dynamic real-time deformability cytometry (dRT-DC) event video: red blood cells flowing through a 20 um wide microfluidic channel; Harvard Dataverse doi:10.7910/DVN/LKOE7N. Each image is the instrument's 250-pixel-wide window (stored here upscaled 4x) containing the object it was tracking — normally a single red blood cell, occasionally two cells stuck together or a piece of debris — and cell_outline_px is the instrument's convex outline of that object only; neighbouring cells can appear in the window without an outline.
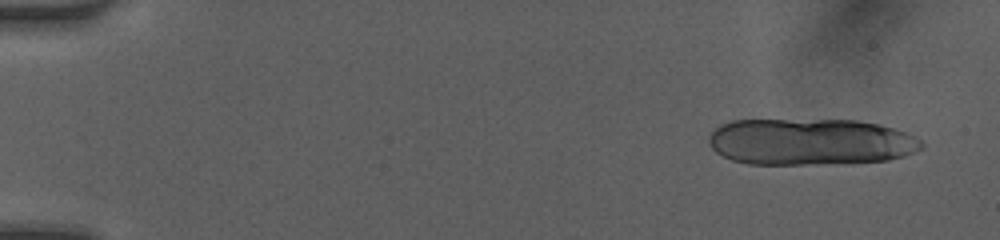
{"species": "human", "species_latin": "Homo sapiens", "temperature_condition": "room temperature", "stored_images_in_passage": 20, "camera_frame_rate_fps": 3000, "um_per_image_px": 0.085, "donor": {"sex": "female"}, "frame": {"image": 1, "passage_image": 3, "time_ms": 0.667, "image_size_px": [1000, 240], "cell_outline_px": [[924, 148], [904, 156], [888, 160], [816, 164], [748, 164], [732, 160], [716, 152], [712, 148], [708, 140], [708, 136], [720, 124], [732, 120], [856, 120], [876, 124], [908, 132], [924, 140]], "centroid_in_image_um": [68.9, 12.05], "position_along_channel_um": 16.1, "area_um2": 58.03}}